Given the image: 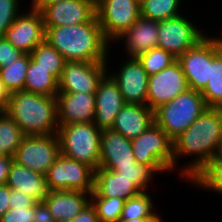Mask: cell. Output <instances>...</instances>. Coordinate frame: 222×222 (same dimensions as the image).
Wrapping results in <instances>:
<instances>
[{"mask_svg": "<svg viewBox=\"0 0 222 222\" xmlns=\"http://www.w3.org/2000/svg\"><path fill=\"white\" fill-rule=\"evenodd\" d=\"M222 135V109L206 108L200 116L173 140L174 166L177 158L196 155L180 176L191 180L212 158H215ZM185 176V177H184Z\"/></svg>", "mask_w": 222, "mask_h": 222, "instance_id": "cell-1", "label": "cell"}, {"mask_svg": "<svg viewBox=\"0 0 222 222\" xmlns=\"http://www.w3.org/2000/svg\"><path fill=\"white\" fill-rule=\"evenodd\" d=\"M45 40L66 61L107 62L110 42L105 38L97 16L77 25L45 27Z\"/></svg>", "mask_w": 222, "mask_h": 222, "instance_id": "cell-2", "label": "cell"}, {"mask_svg": "<svg viewBox=\"0 0 222 222\" xmlns=\"http://www.w3.org/2000/svg\"><path fill=\"white\" fill-rule=\"evenodd\" d=\"M5 112L25 135H53L58 130L57 97L24 90L10 95Z\"/></svg>", "mask_w": 222, "mask_h": 222, "instance_id": "cell-3", "label": "cell"}, {"mask_svg": "<svg viewBox=\"0 0 222 222\" xmlns=\"http://www.w3.org/2000/svg\"><path fill=\"white\" fill-rule=\"evenodd\" d=\"M101 131L93 122L59 126L60 154L96 170L100 164Z\"/></svg>", "mask_w": 222, "mask_h": 222, "instance_id": "cell-4", "label": "cell"}, {"mask_svg": "<svg viewBox=\"0 0 222 222\" xmlns=\"http://www.w3.org/2000/svg\"><path fill=\"white\" fill-rule=\"evenodd\" d=\"M208 108L199 91L190 89L154 111L155 123L172 139L183 133Z\"/></svg>", "mask_w": 222, "mask_h": 222, "instance_id": "cell-5", "label": "cell"}, {"mask_svg": "<svg viewBox=\"0 0 222 222\" xmlns=\"http://www.w3.org/2000/svg\"><path fill=\"white\" fill-rule=\"evenodd\" d=\"M131 144L137 163L150 166L156 173L174 168L173 140L156 123Z\"/></svg>", "mask_w": 222, "mask_h": 222, "instance_id": "cell-6", "label": "cell"}, {"mask_svg": "<svg viewBox=\"0 0 222 222\" xmlns=\"http://www.w3.org/2000/svg\"><path fill=\"white\" fill-rule=\"evenodd\" d=\"M49 190H72L91 194L95 170L84 163L60 154L45 175Z\"/></svg>", "mask_w": 222, "mask_h": 222, "instance_id": "cell-7", "label": "cell"}, {"mask_svg": "<svg viewBox=\"0 0 222 222\" xmlns=\"http://www.w3.org/2000/svg\"><path fill=\"white\" fill-rule=\"evenodd\" d=\"M96 16L105 38L114 42L140 17V1L96 0Z\"/></svg>", "mask_w": 222, "mask_h": 222, "instance_id": "cell-8", "label": "cell"}, {"mask_svg": "<svg viewBox=\"0 0 222 222\" xmlns=\"http://www.w3.org/2000/svg\"><path fill=\"white\" fill-rule=\"evenodd\" d=\"M59 155L60 145L57 134L25 135L14 155V161L46 175Z\"/></svg>", "mask_w": 222, "mask_h": 222, "instance_id": "cell-9", "label": "cell"}, {"mask_svg": "<svg viewBox=\"0 0 222 222\" xmlns=\"http://www.w3.org/2000/svg\"><path fill=\"white\" fill-rule=\"evenodd\" d=\"M189 82L178 60L157 74L149 76L146 105L155 111L179 94L190 90Z\"/></svg>", "mask_w": 222, "mask_h": 222, "instance_id": "cell-10", "label": "cell"}, {"mask_svg": "<svg viewBox=\"0 0 222 222\" xmlns=\"http://www.w3.org/2000/svg\"><path fill=\"white\" fill-rule=\"evenodd\" d=\"M158 34L157 47L171 53L177 59L205 37L188 18L182 15L159 21Z\"/></svg>", "mask_w": 222, "mask_h": 222, "instance_id": "cell-11", "label": "cell"}, {"mask_svg": "<svg viewBox=\"0 0 222 222\" xmlns=\"http://www.w3.org/2000/svg\"><path fill=\"white\" fill-rule=\"evenodd\" d=\"M107 63L66 61L59 80V93H96L107 74Z\"/></svg>", "mask_w": 222, "mask_h": 222, "instance_id": "cell-12", "label": "cell"}, {"mask_svg": "<svg viewBox=\"0 0 222 222\" xmlns=\"http://www.w3.org/2000/svg\"><path fill=\"white\" fill-rule=\"evenodd\" d=\"M190 88L201 92L208 83L212 67V37L205 36L177 59Z\"/></svg>", "mask_w": 222, "mask_h": 222, "instance_id": "cell-13", "label": "cell"}, {"mask_svg": "<svg viewBox=\"0 0 222 222\" xmlns=\"http://www.w3.org/2000/svg\"><path fill=\"white\" fill-rule=\"evenodd\" d=\"M4 37L15 48L30 54L33 49L45 40V27L41 11L30 9L20 14L6 31Z\"/></svg>", "mask_w": 222, "mask_h": 222, "instance_id": "cell-14", "label": "cell"}, {"mask_svg": "<svg viewBox=\"0 0 222 222\" xmlns=\"http://www.w3.org/2000/svg\"><path fill=\"white\" fill-rule=\"evenodd\" d=\"M44 27L77 25L96 16V0H63L42 11Z\"/></svg>", "mask_w": 222, "mask_h": 222, "instance_id": "cell-15", "label": "cell"}, {"mask_svg": "<svg viewBox=\"0 0 222 222\" xmlns=\"http://www.w3.org/2000/svg\"><path fill=\"white\" fill-rule=\"evenodd\" d=\"M118 74H110L117 82L125 104L146 105L149 76L136 57L121 65Z\"/></svg>", "mask_w": 222, "mask_h": 222, "instance_id": "cell-16", "label": "cell"}, {"mask_svg": "<svg viewBox=\"0 0 222 222\" xmlns=\"http://www.w3.org/2000/svg\"><path fill=\"white\" fill-rule=\"evenodd\" d=\"M95 117L94 124L97 128L111 129L115 117L125 105L117 82L106 74L98 85L95 93Z\"/></svg>", "mask_w": 222, "mask_h": 222, "instance_id": "cell-17", "label": "cell"}, {"mask_svg": "<svg viewBox=\"0 0 222 222\" xmlns=\"http://www.w3.org/2000/svg\"><path fill=\"white\" fill-rule=\"evenodd\" d=\"M137 163L131 140L112 129L101 131L100 164L106 170L133 167Z\"/></svg>", "mask_w": 222, "mask_h": 222, "instance_id": "cell-18", "label": "cell"}, {"mask_svg": "<svg viewBox=\"0 0 222 222\" xmlns=\"http://www.w3.org/2000/svg\"><path fill=\"white\" fill-rule=\"evenodd\" d=\"M58 125L94 122L95 93H58Z\"/></svg>", "mask_w": 222, "mask_h": 222, "instance_id": "cell-19", "label": "cell"}, {"mask_svg": "<svg viewBox=\"0 0 222 222\" xmlns=\"http://www.w3.org/2000/svg\"><path fill=\"white\" fill-rule=\"evenodd\" d=\"M91 194L82 191L52 190L43 199L55 222L72 221L89 203Z\"/></svg>", "mask_w": 222, "mask_h": 222, "instance_id": "cell-20", "label": "cell"}, {"mask_svg": "<svg viewBox=\"0 0 222 222\" xmlns=\"http://www.w3.org/2000/svg\"><path fill=\"white\" fill-rule=\"evenodd\" d=\"M159 21L140 16L137 21L124 31L117 39H126V52L129 57H138L157 47L159 36Z\"/></svg>", "mask_w": 222, "mask_h": 222, "instance_id": "cell-21", "label": "cell"}, {"mask_svg": "<svg viewBox=\"0 0 222 222\" xmlns=\"http://www.w3.org/2000/svg\"><path fill=\"white\" fill-rule=\"evenodd\" d=\"M153 123H155L154 111L147 105L125 104L116 115L111 129L132 140L146 131Z\"/></svg>", "mask_w": 222, "mask_h": 222, "instance_id": "cell-22", "label": "cell"}, {"mask_svg": "<svg viewBox=\"0 0 222 222\" xmlns=\"http://www.w3.org/2000/svg\"><path fill=\"white\" fill-rule=\"evenodd\" d=\"M6 185L42 202L50 190L45 175L13 161Z\"/></svg>", "mask_w": 222, "mask_h": 222, "instance_id": "cell-23", "label": "cell"}, {"mask_svg": "<svg viewBox=\"0 0 222 222\" xmlns=\"http://www.w3.org/2000/svg\"><path fill=\"white\" fill-rule=\"evenodd\" d=\"M94 191L101 198H120L125 201L142 192L132 180L100 167L95 170Z\"/></svg>", "mask_w": 222, "mask_h": 222, "instance_id": "cell-24", "label": "cell"}, {"mask_svg": "<svg viewBox=\"0 0 222 222\" xmlns=\"http://www.w3.org/2000/svg\"><path fill=\"white\" fill-rule=\"evenodd\" d=\"M208 108L222 109V38L212 36V67L210 78L200 92Z\"/></svg>", "mask_w": 222, "mask_h": 222, "instance_id": "cell-25", "label": "cell"}, {"mask_svg": "<svg viewBox=\"0 0 222 222\" xmlns=\"http://www.w3.org/2000/svg\"><path fill=\"white\" fill-rule=\"evenodd\" d=\"M24 91L45 96H57L59 81L31 58L24 82Z\"/></svg>", "mask_w": 222, "mask_h": 222, "instance_id": "cell-26", "label": "cell"}, {"mask_svg": "<svg viewBox=\"0 0 222 222\" xmlns=\"http://www.w3.org/2000/svg\"><path fill=\"white\" fill-rule=\"evenodd\" d=\"M25 134L6 113L0 112V156L14 157Z\"/></svg>", "mask_w": 222, "mask_h": 222, "instance_id": "cell-27", "label": "cell"}, {"mask_svg": "<svg viewBox=\"0 0 222 222\" xmlns=\"http://www.w3.org/2000/svg\"><path fill=\"white\" fill-rule=\"evenodd\" d=\"M30 55L40 67L48 70L58 81L60 80L66 60L52 45L44 40L33 49Z\"/></svg>", "mask_w": 222, "mask_h": 222, "instance_id": "cell-28", "label": "cell"}, {"mask_svg": "<svg viewBox=\"0 0 222 222\" xmlns=\"http://www.w3.org/2000/svg\"><path fill=\"white\" fill-rule=\"evenodd\" d=\"M30 59L31 55L24 53L14 62H11L9 66L0 67V79L10 94L24 90V82Z\"/></svg>", "mask_w": 222, "mask_h": 222, "instance_id": "cell-29", "label": "cell"}, {"mask_svg": "<svg viewBox=\"0 0 222 222\" xmlns=\"http://www.w3.org/2000/svg\"><path fill=\"white\" fill-rule=\"evenodd\" d=\"M181 0H141L140 16L155 21H163L180 16Z\"/></svg>", "mask_w": 222, "mask_h": 222, "instance_id": "cell-30", "label": "cell"}, {"mask_svg": "<svg viewBox=\"0 0 222 222\" xmlns=\"http://www.w3.org/2000/svg\"><path fill=\"white\" fill-rule=\"evenodd\" d=\"M198 187L222 194V159L212 158L191 180Z\"/></svg>", "mask_w": 222, "mask_h": 222, "instance_id": "cell-31", "label": "cell"}, {"mask_svg": "<svg viewBox=\"0 0 222 222\" xmlns=\"http://www.w3.org/2000/svg\"><path fill=\"white\" fill-rule=\"evenodd\" d=\"M121 219L135 218H162L156 212H153V202L151 196L147 193L140 194L129 198L125 201L121 213Z\"/></svg>", "mask_w": 222, "mask_h": 222, "instance_id": "cell-32", "label": "cell"}, {"mask_svg": "<svg viewBox=\"0 0 222 222\" xmlns=\"http://www.w3.org/2000/svg\"><path fill=\"white\" fill-rule=\"evenodd\" d=\"M90 200L100 222H117L120 219L125 200L101 198L95 191L91 193Z\"/></svg>", "mask_w": 222, "mask_h": 222, "instance_id": "cell-33", "label": "cell"}, {"mask_svg": "<svg viewBox=\"0 0 222 222\" xmlns=\"http://www.w3.org/2000/svg\"><path fill=\"white\" fill-rule=\"evenodd\" d=\"M137 58L148 76L159 73L177 60L171 53L159 47L142 53Z\"/></svg>", "mask_w": 222, "mask_h": 222, "instance_id": "cell-34", "label": "cell"}, {"mask_svg": "<svg viewBox=\"0 0 222 222\" xmlns=\"http://www.w3.org/2000/svg\"><path fill=\"white\" fill-rule=\"evenodd\" d=\"M113 171L121 174L122 177L132 180V182L142 191H146L149 181L156 173L150 166L135 163L133 167L114 168ZM153 174V175H152Z\"/></svg>", "mask_w": 222, "mask_h": 222, "instance_id": "cell-35", "label": "cell"}, {"mask_svg": "<svg viewBox=\"0 0 222 222\" xmlns=\"http://www.w3.org/2000/svg\"><path fill=\"white\" fill-rule=\"evenodd\" d=\"M19 4V0H0V37H4L6 31L21 14Z\"/></svg>", "mask_w": 222, "mask_h": 222, "instance_id": "cell-36", "label": "cell"}, {"mask_svg": "<svg viewBox=\"0 0 222 222\" xmlns=\"http://www.w3.org/2000/svg\"><path fill=\"white\" fill-rule=\"evenodd\" d=\"M34 207L10 208L0 218V222H34Z\"/></svg>", "mask_w": 222, "mask_h": 222, "instance_id": "cell-37", "label": "cell"}, {"mask_svg": "<svg viewBox=\"0 0 222 222\" xmlns=\"http://www.w3.org/2000/svg\"><path fill=\"white\" fill-rule=\"evenodd\" d=\"M24 53L15 48L5 37H0V67L9 66L11 62L21 57Z\"/></svg>", "mask_w": 222, "mask_h": 222, "instance_id": "cell-38", "label": "cell"}, {"mask_svg": "<svg viewBox=\"0 0 222 222\" xmlns=\"http://www.w3.org/2000/svg\"><path fill=\"white\" fill-rule=\"evenodd\" d=\"M10 208H29L34 207L37 203L35 199L26 194L22 193L19 190L10 188Z\"/></svg>", "mask_w": 222, "mask_h": 222, "instance_id": "cell-39", "label": "cell"}, {"mask_svg": "<svg viewBox=\"0 0 222 222\" xmlns=\"http://www.w3.org/2000/svg\"><path fill=\"white\" fill-rule=\"evenodd\" d=\"M34 222H55L46 204L37 202L34 205Z\"/></svg>", "mask_w": 222, "mask_h": 222, "instance_id": "cell-40", "label": "cell"}, {"mask_svg": "<svg viewBox=\"0 0 222 222\" xmlns=\"http://www.w3.org/2000/svg\"><path fill=\"white\" fill-rule=\"evenodd\" d=\"M70 222H100L94 207L89 203L72 221Z\"/></svg>", "mask_w": 222, "mask_h": 222, "instance_id": "cell-41", "label": "cell"}, {"mask_svg": "<svg viewBox=\"0 0 222 222\" xmlns=\"http://www.w3.org/2000/svg\"><path fill=\"white\" fill-rule=\"evenodd\" d=\"M13 161L14 157L0 156V185L6 184Z\"/></svg>", "mask_w": 222, "mask_h": 222, "instance_id": "cell-42", "label": "cell"}, {"mask_svg": "<svg viewBox=\"0 0 222 222\" xmlns=\"http://www.w3.org/2000/svg\"><path fill=\"white\" fill-rule=\"evenodd\" d=\"M10 187L6 184L0 185V218L10 209Z\"/></svg>", "mask_w": 222, "mask_h": 222, "instance_id": "cell-43", "label": "cell"}, {"mask_svg": "<svg viewBox=\"0 0 222 222\" xmlns=\"http://www.w3.org/2000/svg\"><path fill=\"white\" fill-rule=\"evenodd\" d=\"M10 93L6 89L5 84L0 79V112H5L8 101L10 99Z\"/></svg>", "mask_w": 222, "mask_h": 222, "instance_id": "cell-44", "label": "cell"}, {"mask_svg": "<svg viewBox=\"0 0 222 222\" xmlns=\"http://www.w3.org/2000/svg\"><path fill=\"white\" fill-rule=\"evenodd\" d=\"M63 0H33L31 8L42 11L46 6L58 3Z\"/></svg>", "mask_w": 222, "mask_h": 222, "instance_id": "cell-45", "label": "cell"}, {"mask_svg": "<svg viewBox=\"0 0 222 222\" xmlns=\"http://www.w3.org/2000/svg\"><path fill=\"white\" fill-rule=\"evenodd\" d=\"M117 222H162L161 218L119 219Z\"/></svg>", "mask_w": 222, "mask_h": 222, "instance_id": "cell-46", "label": "cell"}, {"mask_svg": "<svg viewBox=\"0 0 222 222\" xmlns=\"http://www.w3.org/2000/svg\"><path fill=\"white\" fill-rule=\"evenodd\" d=\"M216 156L222 159V135H221V140L219 144V150Z\"/></svg>", "mask_w": 222, "mask_h": 222, "instance_id": "cell-47", "label": "cell"}]
</instances>
